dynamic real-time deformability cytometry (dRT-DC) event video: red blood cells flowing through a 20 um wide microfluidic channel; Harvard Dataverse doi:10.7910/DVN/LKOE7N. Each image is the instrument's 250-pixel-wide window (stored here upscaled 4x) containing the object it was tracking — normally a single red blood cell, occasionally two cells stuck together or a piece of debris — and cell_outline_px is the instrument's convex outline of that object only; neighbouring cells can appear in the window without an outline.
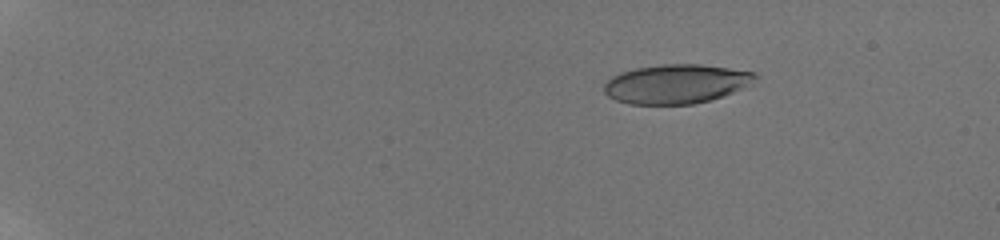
{"species": "human", "species_latin": "Homo sapiens", "temperature_condition": "room temperature", "stored_images_in_passage": 14, "camera_frame_rate_fps": 3000, "um_per_image_px": 0.085, "donor": {"sex": "male"}, "frame": {"image": 1, "passage_image": 12, "time_ms": 3.667, "image_size_px": [1000, 240], "cell_outline_px": [[760, 76], [740, 88], [724, 96], [712, 100], [692, 104], [628, 104], [616, 100], [608, 96], [604, 92], [604, 84], [612, 76], [620, 72], [636, 68], [664, 64], [700, 64], [756, 72]], "centroid_in_image_um": [57.45, 7.13], "position_along_channel_um": 27.5, "area_um2": 34.39}}